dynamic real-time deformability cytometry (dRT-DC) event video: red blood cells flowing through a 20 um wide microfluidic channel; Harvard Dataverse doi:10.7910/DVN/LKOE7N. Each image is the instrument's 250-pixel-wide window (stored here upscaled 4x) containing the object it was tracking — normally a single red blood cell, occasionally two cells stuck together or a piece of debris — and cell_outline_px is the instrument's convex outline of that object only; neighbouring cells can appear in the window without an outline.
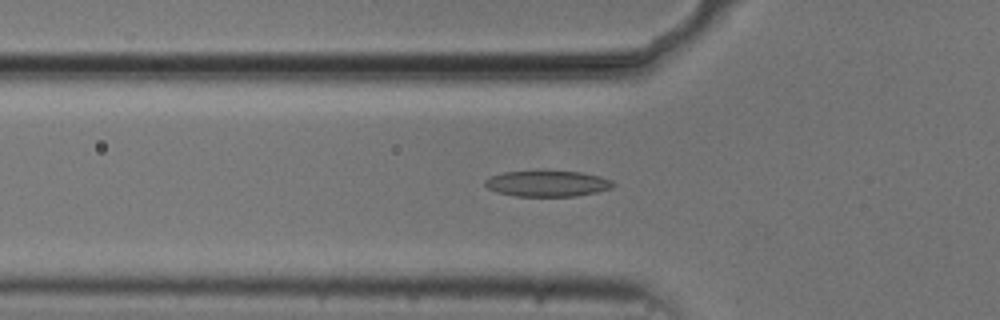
{"species": "common noctule bat (a hibernating species)", "species_latin": "Nyctalus noctula", "temperature_condition": "cold", "stored_images_in_passage": 48, "camera_frame_rate_fps": 3000, "um_per_image_px": 0.085, "animal": {"sex": "male", "body_mass_g": 20.5, "forearm_length_mm": 52.5}, "frame": {"image": 1, "passage_image": 18, "time_ms": 5.667, "image_size_px": [1000, 320], "cell_outline_px": [[616, 184], [612, 188], [596, 192], [576, 196], [516, 196], [496, 192], [488, 188], [484, 184], [484, 180], [488, 176], [504, 172], [580, 172], [600, 176], [612, 180]], "centroid_in_image_um": [46.52, 15.61], "position_along_channel_um": 79.3, "area_um2": 19.19}}
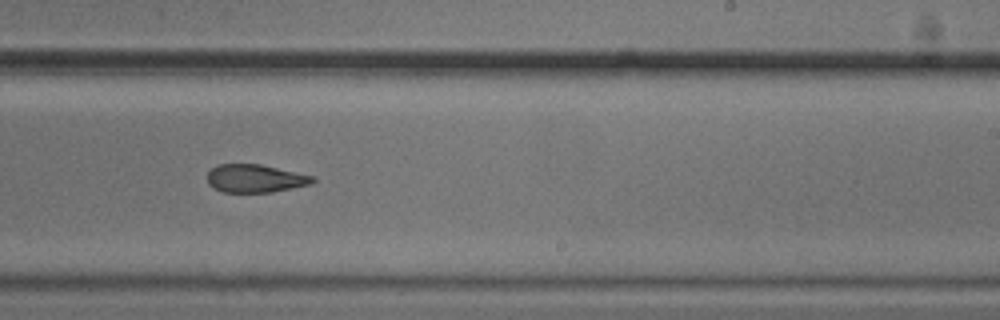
{"frame": {"image": 2, "passage_image": 33, "time_ms": 10.667, "image_size_px": [1000, 320], "cell_outline_px": [[316, 180], [312, 184], [272, 192], [224, 192], [208, 184], [208, 172], [216, 164], [260, 164], [312, 176]], "centroid_in_image_um": [21.68, 15.17], "position_along_channel_um": 267.3, "area_um2": 17.05}}
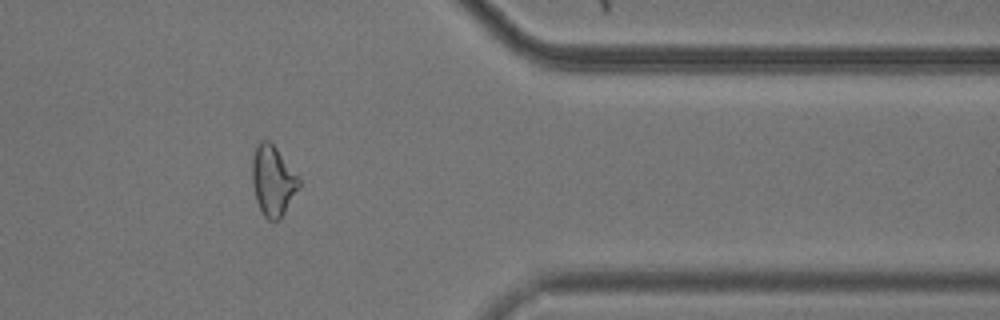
{"frame": {"image": 3, "passage_image": 44, "time_ms": 14.333, "image_size_px": [1000, 320], "cell_outline_px": [[300, 188], [280, 220], [268, 220], [264, 216], [256, 200], [252, 184], [252, 160], [256, 148], [260, 140], [268, 140], [276, 148], [300, 176]], "centroid_in_image_um": [23.22, 15.38], "position_along_channel_um": 388.2, "area_um2": 19.31}, "authors_computed_cell_mechanics": {"area_um2": 19.1607, "velocity_mm_per_s": 3.744, "shape_relaxation_time_tau1_ms": 5.0805, "shape_relaxation_time_tau2_ms": 3.2096, "deformation_change_tau1": 0.1447, "deformation_change_tau2": 0.1061}}